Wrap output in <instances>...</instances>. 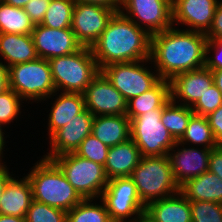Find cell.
<instances>
[{"mask_svg": "<svg viewBox=\"0 0 222 222\" xmlns=\"http://www.w3.org/2000/svg\"><path fill=\"white\" fill-rule=\"evenodd\" d=\"M205 33L171 26L151 35L150 60L161 79L205 67Z\"/></svg>", "mask_w": 222, "mask_h": 222, "instance_id": "6da1fadb", "label": "cell"}, {"mask_svg": "<svg viewBox=\"0 0 222 222\" xmlns=\"http://www.w3.org/2000/svg\"><path fill=\"white\" fill-rule=\"evenodd\" d=\"M151 35L121 12H115L91 47L99 69L114 63L150 58Z\"/></svg>", "mask_w": 222, "mask_h": 222, "instance_id": "7a4b0ae2", "label": "cell"}, {"mask_svg": "<svg viewBox=\"0 0 222 222\" xmlns=\"http://www.w3.org/2000/svg\"><path fill=\"white\" fill-rule=\"evenodd\" d=\"M39 158L27 174L23 173L31 183L33 199L66 212L71 210L83 198L52 160Z\"/></svg>", "mask_w": 222, "mask_h": 222, "instance_id": "3957f363", "label": "cell"}, {"mask_svg": "<svg viewBox=\"0 0 222 222\" xmlns=\"http://www.w3.org/2000/svg\"><path fill=\"white\" fill-rule=\"evenodd\" d=\"M130 178L145 206L180 192L168 155L142 157Z\"/></svg>", "mask_w": 222, "mask_h": 222, "instance_id": "277c9868", "label": "cell"}, {"mask_svg": "<svg viewBox=\"0 0 222 222\" xmlns=\"http://www.w3.org/2000/svg\"><path fill=\"white\" fill-rule=\"evenodd\" d=\"M49 61L56 91L83 94L100 69L91 47Z\"/></svg>", "mask_w": 222, "mask_h": 222, "instance_id": "5b68a950", "label": "cell"}, {"mask_svg": "<svg viewBox=\"0 0 222 222\" xmlns=\"http://www.w3.org/2000/svg\"><path fill=\"white\" fill-rule=\"evenodd\" d=\"M8 84L31 105H40L56 91L49 61L43 58L8 67Z\"/></svg>", "mask_w": 222, "mask_h": 222, "instance_id": "8992f818", "label": "cell"}, {"mask_svg": "<svg viewBox=\"0 0 222 222\" xmlns=\"http://www.w3.org/2000/svg\"><path fill=\"white\" fill-rule=\"evenodd\" d=\"M83 199H99L109 179L104 166L74 152L51 159Z\"/></svg>", "mask_w": 222, "mask_h": 222, "instance_id": "52a82bcc", "label": "cell"}, {"mask_svg": "<svg viewBox=\"0 0 222 222\" xmlns=\"http://www.w3.org/2000/svg\"><path fill=\"white\" fill-rule=\"evenodd\" d=\"M147 65V66H146ZM149 59L142 61L114 63L100 69V72L123 95L126 101L153 88L161 78Z\"/></svg>", "mask_w": 222, "mask_h": 222, "instance_id": "ba28073f", "label": "cell"}, {"mask_svg": "<svg viewBox=\"0 0 222 222\" xmlns=\"http://www.w3.org/2000/svg\"><path fill=\"white\" fill-rule=\"evenodd\" d=\"M162 110H150L130 120V138L142 157L168 155L177 142L161 122Z\"/></svg>", "mask_w": 222, "mask_h": 222, "instance_id": "9c48e42d", "label": "cell"}, {"mask_svg": "<svg viewBox=\"0 0 222 222\" xmlns=\"http://www.w3.org/2000/svg\"><path fill=\"white\" fill-rule=\"evenodd\" d=\"M100 199L113 222H130L144 213L146 208L130 177L109 179Z\"/></svg>", "mask_w": 222, "mask_h": 222, "instance_id": "30bf717a", "label": "cell"}, {"mask_svg": "<svg viewBox=\"0 0 222 222\" xmlns=\"http://www.w3.org/2000/svg\"><path fill=\"white\" fill-rule=\"evenodd\" d=\"M120 12L150 35L173 26L172 0H122Z\"/></svg>", "mask_w": 222, "mask_h": 222, "instance_id": "8fae6325", "label": "cell"}, {"mask_svg": "<svg viewBox=\"0 0 222 222\" xmlns=\"http://www.w3.org/2000/svg\"><path fill=\"white\" fill-rule=\"evenodd\" d=\"M115 11L96 4L75 3L71 29L77 41L92 47L114 15Z\"/></svg>", "mask_w": 222, "mask_h": 222, "instance_id": "7c38bea8", "label": "cell"}, {"mask_svg": "<svg viewBox=\"0 0 222 222\" xmlns=\"http://www.w3.org/2000/svg\"><path fill=\"white\" fill-rule=\"evenodd\" d=\"M83 95L85 108L94 116L126 115L127 101L101 72Z\"/></svg>", "mask_w": 222, "mask_h": 222, "instance_id": "4fadbf2b", "label": "cell"}, {"mask_svg": "<svg viewBox=\"0 0 222 222\" xmlns=\"http://www.w3.org/2000/svg\"><path fill=\"white\" fill-rule=\"evenodd\" d=\"M94 117L86 108L77 114L76 118L56 130L49 140H46L49 148L41 157L51 160L53 157L75 152L81 142L91 134Z\"/></svg>", "mask_w": 222, "mask_h": 222, "instance_id": "5bb4252c", "label": "cell"}, {"mask_svg": "<svg viewBox=\"0 0 222 222\" xmlns=\"http://www.w3.org/2000/svg\"><path fill=\"white\" fill-rule=\"evenodd\" d=\"M211 150L176 142L168 152V158L175 181L179 186L208 171Z\"/></svg>", "mask_w": 222, "mask_h": 222, "instance_id": "9a60e30c", "label": "cell"}, {"mask_svg": "<svg viewBox=\"0 0 222 222\" xmlns=\"http://www.w3.org/2000/svg\"><path fill=\"white\" fill-rule=\"evenodd\" d=\"M31 35L38 58L46 60L72 54L82 47L71 28L53 29L39 24Z\"/></svg>", "mask_w": 222, "mask_h": 222, "instance_id": "2e32d148", "label": "cell"}, {"mask_svg": "<svg viewBox=\"0 0 222 222\" xmlns=\"http://www.w3.org/2000/svg\"><path fill=\"white\" fill-rule=\"evenodd\" d=\"M219 1L172 0L173 26L206 33L211 26Z\"/></svg>", "mask_w": 222, "mask_h": 222, "instance_id": "e0dca14e", "label": "cell"}, {"mask_svg": "<svg viewBox=\"0 0 222 222\" xmlns=\"http://www.w3.org/2000/svg\"><path fill=\"white\" fill-rule=\"evenodd\" d=\"M169 82L171 100L192 107L213 84V74L210 69L203 67L178 74Z\"/></svg>", "mask_w": 222, "mask_h": 222, "instance_id": "ac0fdd59", "label": "cell"}, {"mask_svg": "<svg viewBox=\"0 0 222 222\" xmlns=\"http://www.w3.org/2000/svg\"><path fill=\"white\" fill-rule=\"evenodd\" d=\"M44 101H46L48 105ZM44 101L41 105L44 103L47 107L44 108V111L49 113L47 114L48 118L46 117L47 126H45V130L47 129V133L45 134L46 136L48 135V137H45V140H48L56 130L67 125L69 121L76 118V115L85 109V99L81 93L55 91ZM48 101H50V103H48ZM49 104L51 106H49ZM48 106L51 109H49ZM46 109L49 110L47 111Z\"/></svg>", "mask_w": 222, "mask_h": 222, "instance_id": "d6986e66", "label": "cell"}, {"mask_svg": "<svg viewBox=\"0 0 222 222\" xmlns=\"http://www.w3.org/2000/svg\"><path fill=\"white\" fill-rule=\"evenodd\" d=\"M33 200L28 177L14 175L6 184L0 202V214L25 218Z\"/></svg>", "mask_w": 222, "mask_h": 222, "instance_id": "ffe728a7", "label": "cell"}, {"mask_svg": "<svg viewBox=\"0 0 222 222\" xmlns=\"http://www.w3.org/2000/svg\"><path fill=\"white\" fill-rule=\"evenodd\" d=\"M141 158L140 150L131 138L116 146L109 147L104 164L107 178L130 177Z\"/></svg>", "mask_w": 222, "mask_h": 222, "instance_id": "44dd1931", "label": "cell"}, {"mask_svg": "<svg viewBox=\"0 0 222 222\" xmlns=\"http://www.w3.org/2000/svg\"><path fill=\"white\" fill-rule=\"evenodd\" d=\"M145 213L155 222H192L190 201L180 192L149 203Z\"/></svg>", "mask_w": 222, "mask_h": 222, "instance_id": "7402d4cb", "label": "cell"}, {"mask_svg": "<svg viewBox=\"0 0 222 222\" xmlns=\"http://www.w3.org/2000/svg\"><path fill=\"white\" fill-rule=\"evenodd\" d=\"M37 58L31 34L0 33V60L7 67Z\"/></svg>", "mask_w": 222, "mask_h": 222, "instance_id": "603a6c76", "label": "cell"}, {"mask_svg": "<svg viewBox=\"0 0 222 222\" xmlns=\"http://www.w3.org/2000/svg\"><path fill=\"white\" fill-rule=\"evenodd\" d=\"M130 131L127 115L95 116L91 134L112 147L130 139Z\"/></svg>", "mask_w": 222, "mask_h": 222, "instance_id": "cb8c5ba5", "label": "cell"}, {"mask_svg": "<svg viewBox=\"0 0 222 222\" xmlns=\"http://www.w3.org/2000/svg\"><path fill=\"white\" fill-rule=\"evenodd\" d=\"M180 193L189 201H208L222 204V180L216 174L207 171L182 184Z\"/></svg>", "mask_w": 222, "mask_h": 222, "instance_id": "d4e9b609", "label": "cell"}, {"mask_svg": "<svg viewBox=\"0 0 222 222\" xmlns=\"http://www.w3.org/2000/svg\"><path fill=\"white\" fill-rule=\"evenodd\" d=\"M170 82L161 79L149 91L127 101V117L132 120L150 110L163 109L170 101Z\"/></svg>", "mask_w": 222, "mask_h": 222, "instance_id": "484cf974", "label": "cell"}, {"mask_svg": "<svg viewBox=\"0 0 222 222\" xmlns=\"http://www.w3.org/2000/svg\"><path fill=\"white\" fill-rule=\"evenodd\" d=\"M34 27L23 8L8 5L0 0V33L31 34Z\"/></svg>", "mask_w": 222, "mask_h": 222, "instance_id": "4316f807", "label": "cell"}, {"mask_svg": "<svg viewBox=\"0 0 222 222\" xmlns=\"http://www.w3.org/2000/svg\"><path fill=\"white\" fill-rule=\"evenodd\" d=\"M179 142L188 146L207 149L218 147L207 117L195 114L190 118L185 134Z\"/></svg>", "mask_w": 222, "mask_h": 222, "instance_id": "83f0119b", "label": "cell"}, {"mask_svg": "<svg viewBox=\"0 0 222 222\" xmlns=\"http://www.w3.org/2000/svg\"><path fill=\"white\" fill-rule=\"evenodd\" d=\"M194 115L191 107L170 101L164 106L161 122L172 137L179 141L185 134L190 118Z\"/></svg>", "mask_w": 222, "mask_h": 222, "instance_id": "f1b7e54d", "label": "cell"}, {"mask_svg": "<svg viewBox=\"0 0 222 222\" xmlns=\"http://www.w3.org/2000/svg\"><path fill=\"white\" fill-rule=\"evenodd\" d=\"M99 200V201H97ZM67 222H113L104 202L99 199H83L67 211Z\"/></svg>", "mask_w": 222, "mask_h": 222, "instance_id": "f546056e", "label": "cell"}, {"mask_svg": "<svg viewBox=\"0 0 222 222\" xmlns=\"http://www.w3.org/2000/svg\"><path fill=\"white\" fill-rule=\"evenodd\" d=\"M74 0H51L41 25L53 29L71 28Z\"/></svg>", "mask_w": 222, "mask_h": 222, "instance_id": "4dcf8cb0", "label": "cell"}, {"mask_svg": "<svg viewBox=\"0 0 222 222\" xmlns=\"http://www.w3.org/2000/svg\"><path fill=\"white\" fill-rule=\"evenodd\" d=\"M25 104L26 102L11 88L0 93V124L9 129L12 127L11 123H17L19 118L25 119L22 117L24 115H21L23 111L25 114L26 109H23Z\"/></svg>", "mask_w": 222, "mask_h": 222, "instance_id": "1f68e13d", "label": "cell"}, {"mask_svg": "<svg viewBox=\"0 0 222 222\" xmlns=\"http://www.w3.org/2000/svg\"><path fill=\"white\" fill-rule=\"evenodd\" d=\"M25 220L26 222H67V212L33 199Z\"/></svg>", "mask_w": 222, "mask_h": 222, "instance_id": "d6a6232c", "label": "cell"}, {"mask_svg": "<svg viewBox=\"0 0 222 222\" xmlns=\"http://www.w3.org/2000/svg\"><path fill=\"white\" fill-rule=\"evenodd\" d=\"M109 147L92 134L88 135L74 152L82 158L91 160L104 166Z\"/></svg>", "mask_w": 222, "mask_h": 222, "instance_id": "836d02e7", "label": "cell"}, {"mask_svg": "<svg viewBox=\"0 0 222 222\" xmlns=\"http://www.w3.org/2000/svg\"><path fill=\"white\" fill-rule=\"evenodd\" d=\"M192 222H222V204L190 201Z\"/></svg>", "mask_w": 222, "mask_h": 222, "instance_id": "e575fe53", "label": "cell"}, {"mask_svg": "<svg viewBox=\"0 0 222 222\" xmlns=\"http://www.w3.org/2000/svg\"><path fill=\"white\" fill-rule=\"evenodd\" d=\"M222 105V93L213 83L206 93L191 107L195 115L208 116Z\"/></svg>", "mask_w": 222, "mask_h": 222, "instance_id": "d590c367", "label": "cell"}, {"mask_svg": "<svg viewBox=\"0 0 222 222\" xmlns=\"http://www.w3.org/2000/svg\"><path fill=\"white\" fill-rule=\"evenodd\" d=\"M205 67L210 70H222V39L207 40Z\"/></svg>", "mask_w": 222, "mask_h": 222, "instance_id": "8d00e7d4", "label": "cell"}, {"mask_svg": "<svg viewBox=\"0 0 222 222\" xmlns=\"http://www.w3.org/2000/svg\"><path fill=\"white\" fill-rule=\"evenodd\" d=\"M50 1L51 0H30L24 6V11L28 14L34 25L41 24Z\"/></svg>", "mask_w": 222, "mask_h": 222, "instance_id": "74e56055", "label": "cell"}, {"mask_svg": "<svg viewBox=\"0 0 222 222\" xmlns=\"http://www.w3.org/2000/svg\"><path fill=\"white\" fill-rule=\"evenodd\" d=\"M206 117L213 131L217 146H222V105Z\"/></svg>", "mask_w": 222, "mask_h": 222, "instance_id": "f35d334b", "label": "cell"}, {"mask_svg": "<svg viewBox=\"0 0 222 222\" xmlns=\"http://www.w3.org/2000/svg\"><path fill=\"white\" fill-rule=\"evenodd\" d=\"M205 35L207 39H222V0L218 3L211 26Z\"/></svg>", "mask_w": 222, "mask_h": 222, "instance_id": "ab89813d", "label": "cell"}, {"mask_svg": "<svg viewBox=\"0 0 222 222\" xmlns=\"http://www.w3.org/2000/svg\"><path fill=\"white\" fill-rule=\"evenodd\" d=\"M208 171L216 174L222 180V146L211 150Z\"/></svg>", "mask_w": 222, "mask_h": 222, "instance_id": "60d3db41", "label": "cell"}, {"mask_svg": "<svg viewBox=\"0 0 222 222\" xmlns=\"http://www.w3.org/2000/svg\"><path fill=\"white\" fill-rule=\"evenodd\" d=\"M75 3L96 4L120 12L122 0H74Z\"/></svg>", "mask_w": 222, "mask_h": 222, "instance_id": "b9f144b4", "label": "cell"}, {"mask_svg": "<svg viewBox=\"0 0 222 222\" xmlns=\"http://www.w3.org/2000/svg\"><path fill=\"white\" fill-rule=\"evenodd\" d=\"M8 163H0V202H1V196L3 195V192L5 190V186L8 183V181L15 175L13 173L14 170L9 171Z\"/></svg>", "mask_w": 222, "mask_h": 222, "instance_id": "7bdbcfd3", "label": "cell"}, {"mask_svg": "<svg viewBox=\"0 0 222 222\" xmlns=\"http://www.w3.org/2000/svg\"><path fill=\"white\" fill-rule=\"evenodd\" d=\"M5 127H3L1 124H0V163H5L7 162L5 156H6V152L9 151V149L11 147L8 148V145H5L6 143H8L9 141L7 140V137L8 138H11L9 136H11L12 134L8 135L7 131L9 130H6ZM7 147V148H6ZM6 148V149H5ZM8 149V150H7ZM7 150V151H6ZM6 151V152H5ZM5 155V156H4ZM6 160V161H5Z\"/></svg>", "mask_w": 222, "mask_h": 222, "instance_id": "ee69618b", "label": "cell"}, {"mask_svg": "<svg viewBox=\"0 0 222 222\" xmlns=\"http://www.w3.org/2000/svg\"><path fill=\"white\" fill-rule=\"evenodd\" d=\"M8 88V67L0 60V93Z\"/></svg>", "mask_w": 222, "mask_h": 222, "instance_id": "f6af8a7d", "label": "cell"}, {"mask_svg": "<svg viewBox=\"0 0 222 222\" xmlns=\"http://www.w3.org/2000/svg\"><path fill=\"white\" fill-rule=\"evenodd\" d=\"M213 74V83L222 93V70H211Z\"/></svg>", "mask_w": 222, "mask_h": 222, "instance_id": "bcb514c9", "label": "cell"}, {"mask_svg": "<svg viewBox=\"0 0 222 222\" xmlns=\"http://www.w3.org/2000/svg\"><path fill=\"white\" fill-rule=\"evenodd\" d=\"M0 222H26L25 218L0 214Z\"/></svg>", "mask_w": 222, "mask_h": 222, "instance_id": "7dc6e473", "label": "cell"}, {"mask_svg": "<svg viewBox=\"0 0 222 222\" xmlns=\"http://www.w3.org/2000/svg\"><path fill=\"white\" fill-rule=\"evenodd\" d=\"M4 3L8 5H12L14 7L18 8H24V6L30 1V0H2Z\"/></svg>", "mask_w": 222, "mask_h": 222, "instance_id": "c3c4849f", "label": "cell"}, {"mask_svg": "<svg viewBox=\"0 0 222 222\" xmlns=\"http://www.w3.org/2000/svg\"><path fill=\"white\" fill-rule=\"evenodd\" d=\"M130 222H155V221L144 212Z\"/></svg>", "mask_w": 222, "mask_h": 222, "instance_id": "681fc988", "label": "cell"}]
</instances>
